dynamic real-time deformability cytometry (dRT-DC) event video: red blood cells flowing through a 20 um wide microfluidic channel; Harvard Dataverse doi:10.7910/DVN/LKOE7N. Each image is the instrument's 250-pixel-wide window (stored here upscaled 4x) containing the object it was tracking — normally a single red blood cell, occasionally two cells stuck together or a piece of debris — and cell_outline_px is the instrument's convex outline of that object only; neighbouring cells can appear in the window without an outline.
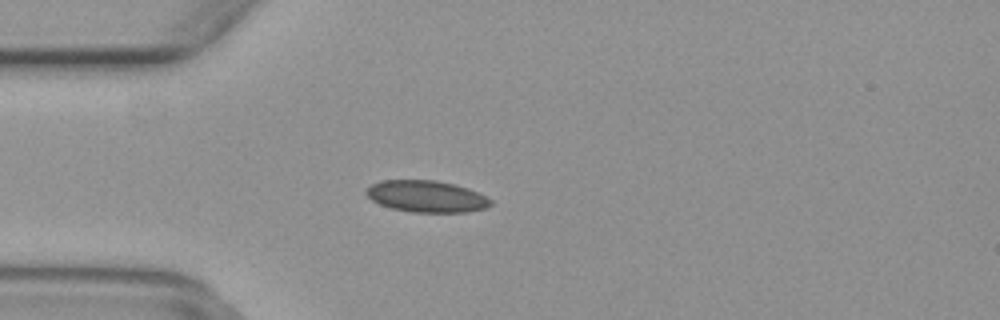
{"species": "common noctule bat (a hibernating species)", "species_latin": "Nyctalus noctula", "temperature_condition": "warm", "stored_images_in_passage": 49, "camera_frame_rate_fps": 3000, "um_per_image_px": 0.085, "animal": {"sex": "female", "body_mass_g": 29.2, "forearm_length_mm": 56.3}, "frame": {"image": 1, "passage_image": 13, "time_ms": 4.0, "image_size_px": [1000, 320], "cell_outline_px": [[492, 204], [488, 208], [468, 212], [412, 212], [392, 208], [380, 204], [372, 200], [364, 192], [372, 184], [384, 180], [436, 180], [456, 184], [468, 188], [492, 200]], "centroid_in_image_um": [36.28, 16.69], "position_along_channel_um": 48.7, "area_um2": 22.95}}
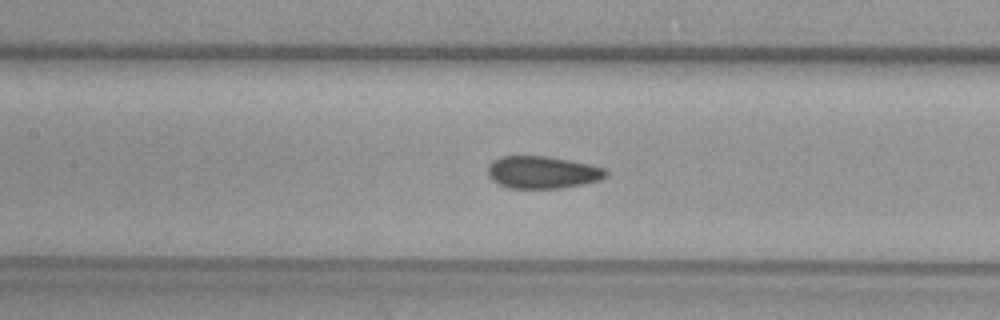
{"frame": {"image": 2, "passage_image": 22, "time_ms": 7.0, "image_size_px": [1000, 320], "cell_outline_px": [[608, 176], [600, 180], [584, 184], [560, 188], [508, 188], [492, 180], [488, 176], [488, 164], [492, 160], [500, 156], [544, 156], [568, 160], [588, 164], [604, 168], [608, 172]], "centroid_in_image_um": [46.09, 14.65], "position_along_channel_um": 161.3, "area_um2": 22.31}}
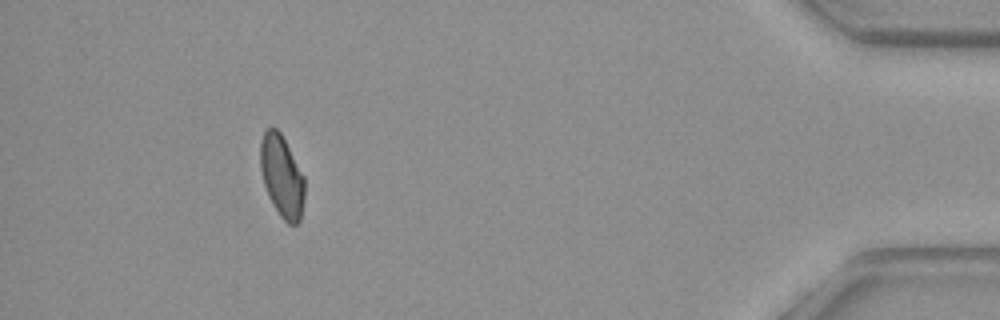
{"frame": {"image": 3, "passage_image": 45, "time_ms": 14.667, "image_size_px": [1000, 320], "cell_outline_px": [[304, 200], [300, 220], [296, 224], [288, 224], [280, 216], [272, 204], [268, 196], [264, 184], [260, 168], [260, 140], [264, 132], [268, 128], [276, 128], [280, 132], [304, 176]], "centroid_in_image_um": [23.94, 15.0], "position_along_channel_um": 411.3, "area_um2": 21.1}}